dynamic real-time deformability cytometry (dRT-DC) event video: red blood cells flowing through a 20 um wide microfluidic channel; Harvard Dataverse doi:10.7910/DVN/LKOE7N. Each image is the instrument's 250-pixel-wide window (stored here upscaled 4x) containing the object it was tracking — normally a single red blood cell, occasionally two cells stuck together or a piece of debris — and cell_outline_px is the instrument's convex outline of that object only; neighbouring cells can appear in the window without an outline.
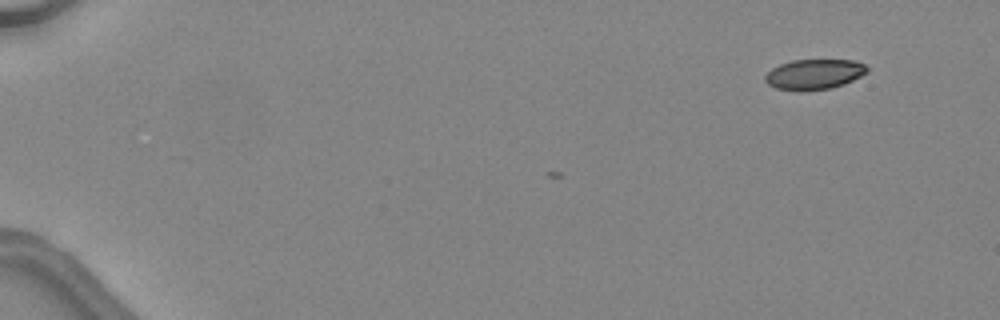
{"species": "common noctule bat (a hibernating species)", "species_latin": "Nyctalus noctula", "temperature_condition": "warm", "stored_images_in_passage": 5, "camera_frame_rate_fps": 3000, "um_per_image_px": 0.085, "animal": {"sex": "female", "body_mass_g": 24.6, "forearm_length_mm": 56.2}, "frame": {"image": 1, "passage_image": 1, "time_ms": 0.0, "image_size_px": [1000, 320], "cell_outline_px": [[868, 72], [844, 84], [832, 88], [800, 92], [776, 88], [768, 84], [764, 80], [764, 76], [772, 68], [780, 64], [792, 60], [856, 60], [864, 64], [868, 68]], "centroid_in_image_um": [69.19, 6.32], "position_along_channel_um": 15.8, "area_um2": 18.15}}